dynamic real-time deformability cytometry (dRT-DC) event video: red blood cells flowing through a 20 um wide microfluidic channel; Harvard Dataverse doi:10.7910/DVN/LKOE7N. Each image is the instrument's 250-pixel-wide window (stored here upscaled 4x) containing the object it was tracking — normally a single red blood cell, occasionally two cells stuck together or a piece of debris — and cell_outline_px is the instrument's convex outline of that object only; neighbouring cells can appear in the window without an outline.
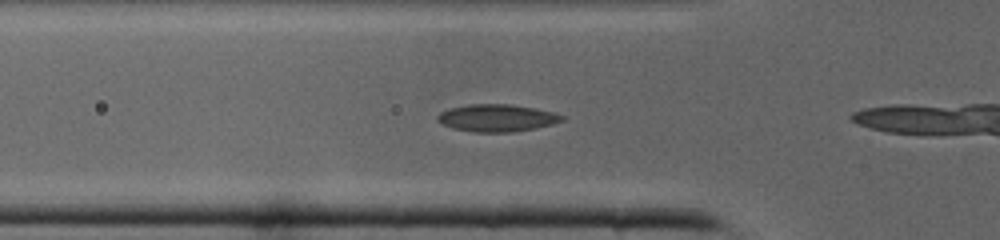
{"species": "common noctule bat (a hibernating species)", "species_latin": "Nyctalus noctula", "temperature_condition": "cold", "stored_images_in_passage": 31, "camera_frame_rate_fps": 3000, "um_per_image_px": 0.085, "animal": {"sex": "male", "body_mass_g": 19.0, "forearm_length_mm": 50.8}, "frame": {"image": 1, "passage_image": 12, "time_ms": 3.667, "image_size_px": [1000, 240], "cell_outline_px": [[564, 120], [552, 124], [536, 128], [512, 132], [472, 132], [452, 128], [436, 120], [436, 116], [440, 112], [448, 108], [468, 104], [508, 104], [532, 108], [552, 112], [564, 116]], "centroid_in_image_um": [42.19, 10.03], "position_along_channel_um": 83.6, "area_um2": 19.77}}
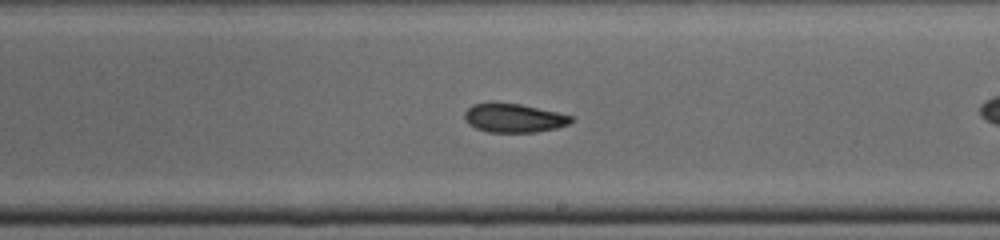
{"frame": {"image": 2, "passage_image": 22, "time_ms": 7.0, "image_size_px": [1000, 240], "cell_outline_px": [[572, 120], [568, 124], [556, 128], [536, 132], [488, 132], [476, 128], [468, 124], [464, 116], [464, 112], [472, 104], [520, 104], [556, 112], [572, 116]], "centroid_in_image_um": [43.66, 10.05], "position_along_channel_um": 245.3, "area_um2": 17.46}}
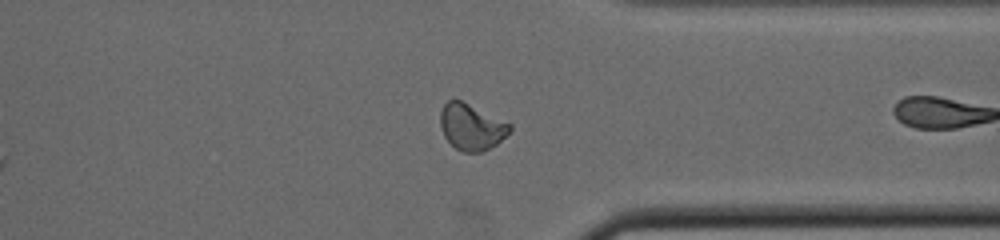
{"frame": {"image": 3, "passage_image": 30, "time_ms": 9.667, "image_size_px": [1000, 240], "cell_outline_px": [[512, 128], [496, 144], [480, 152], [464, 152], [456, 148], [444, 136], [440, 124], [440, 112], [444, 104], [448, 100], [460, 100], [512, 124]], "centroid_in_image_um": [40.05, 10.78], "position_along_channel_um": 371.3, "area_um2": 18.32}}